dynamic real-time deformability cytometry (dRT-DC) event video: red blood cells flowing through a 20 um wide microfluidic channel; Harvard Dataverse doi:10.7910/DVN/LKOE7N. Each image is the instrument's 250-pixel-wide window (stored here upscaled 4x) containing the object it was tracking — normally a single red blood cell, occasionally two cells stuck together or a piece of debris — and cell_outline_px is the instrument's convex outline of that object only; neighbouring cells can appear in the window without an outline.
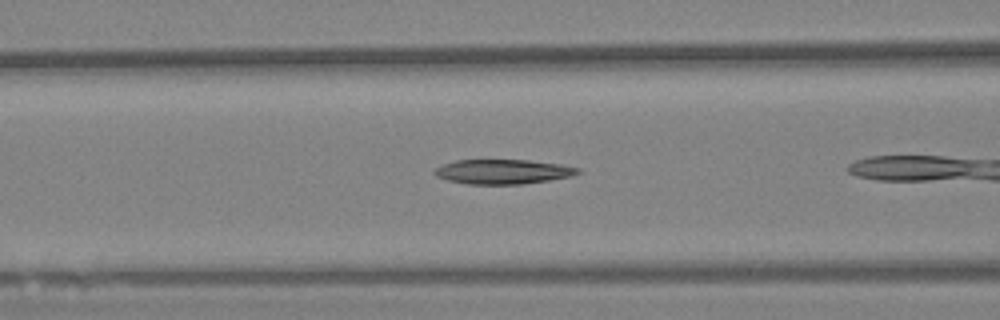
{"species": "Egyptian fruit bat (a non-hibernating species)", "species_latin": "Rousettus aegyptiacus", "temperature_condition": "warm", "stored_images_in_passage": 30, "camera_frame_rate_fps": 3000, "um_per_image_px": 0.085, "animal": {"sex": "female"}, "frame": {"image": 1, "passage_image": 7, "time_ms": 2.0, "image_size_px": [1000, 320], "cell_outline_px": [[580, 172], [572, 176], [524, 184], [464, 184], [448, 180], [436, 176], [432, 172], [436, 168], [444, 164], [456, 160], [528, 160], [560, 164], [580, 168]], "centroid_in_image_um": [42.74, 14.59], "position_along_channel_um": 123.9, "area_um2": 20.52}}
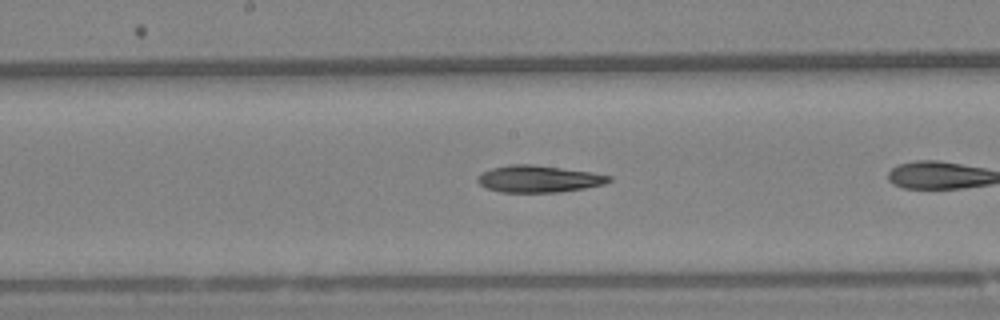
{"frame": {"image": 2, "passage_image": 14, "time_ms": 4.333, "image_size_px": [1000, 320], "cell_outline_px": [[612, 180], [604, 184], [584, 188], [556, 192], [500, 192], [488, 188], [480, 184], [476, 180], [476, 176], [492, 168], [508, 164], [532, 164], [592, 172], [612, 176]], "centroid_in_image_um": [45.78, 15.2], "position_along_channel_um": 202.4, "area_um2": 20.52}}
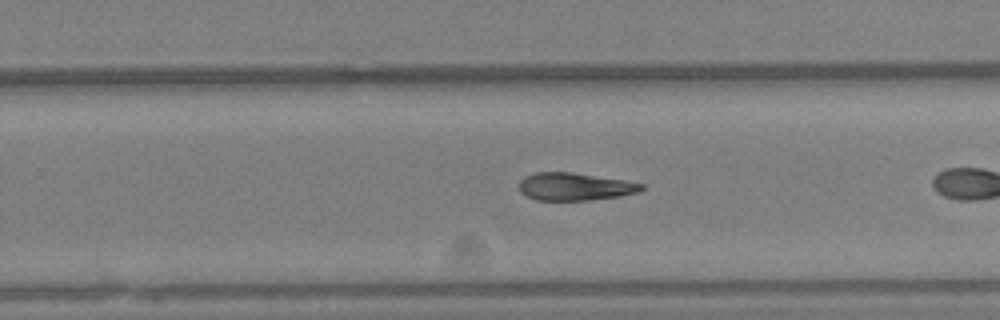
{"frame": {"image": 3, "passage_image": 21, "time_ms": 6.667, "image_size_px": [1000, 320], "cell_outline_px": [[644, 188], [640, 192], [620, 196], [592, 200], [536, 200], [520, 192], [520, 180], [524, 176], [536, 172], [572, 172], [624, 180], [644, 184]], "centroid_in_image_um": [48.87, 15.86], "position_along_channel_um": 280.9, "area_um2": 19.77}}